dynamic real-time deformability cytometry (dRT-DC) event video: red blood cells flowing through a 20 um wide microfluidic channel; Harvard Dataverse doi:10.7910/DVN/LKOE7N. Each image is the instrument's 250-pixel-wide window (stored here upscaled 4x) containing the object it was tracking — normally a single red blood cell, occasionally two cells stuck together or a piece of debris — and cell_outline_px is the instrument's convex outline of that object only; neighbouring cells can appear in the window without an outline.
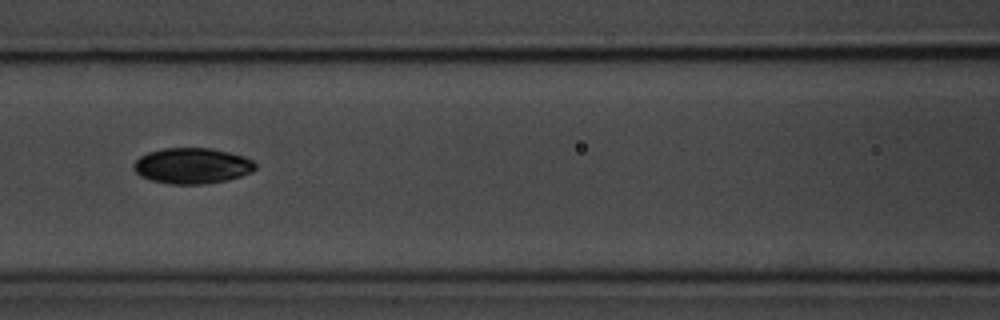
{"species": "common noctule bat (a hibernating species)", "species_latin": "Nyctalus noctula", "temperature_condition": "room temperature", "stored_images_in_passage": 6, "camera_frame_rate_fps": 3000, "um_per_image_px": 0.085, "animal": {"sex": "male", "body_mass_g": 20.1, "forearm_length_mm": 53.5}, "frame": {"image": 1, "passage_image": 4, "time_ms": 3.667, "image_size_px": [1000, 320], "cell_outline_px": [[256, 168], [252, 172], [228, 180], [204, 184], [168, 184], [152, 180], [140, 176], [132, 168], [132, 164], [140, 156], [148, 152], [164, 148], [212, 148], [244, 156], [252, 160], [256, 164]], "centroid_in_image_um": [16.32, 14.09], "position_along_channel_um": 150.3, "area_um2": 25.49}}
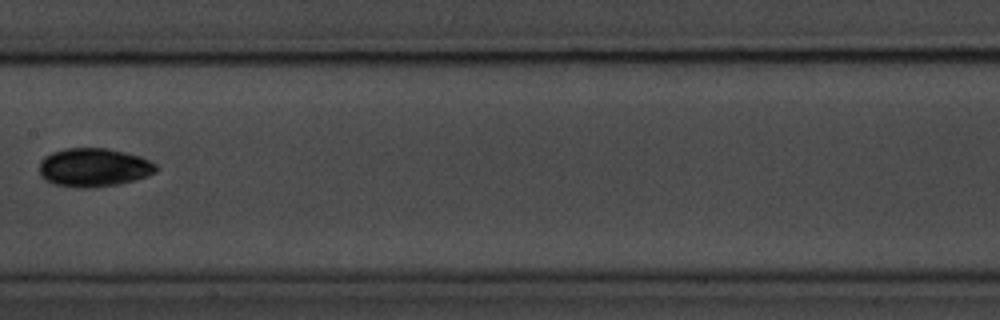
{"frame": {"image": 2, "passage_image": 5, "time_ms": 5.0, "image_size_px": [1000, 320], "cell_outline_px": [[160, 168], [156, 172], [148, 176], [116, 184], [88, 188], [76, 188], [56, 184], [40, 176], [40, 160], [44, 156], [52, 152], [64, 148], [108, 148], [140, 156], [156, 164]], "centroid_in_image_um": [7.98, 14.22], "position_along_channel_um": 199.4, "area_um2": 26.24}}
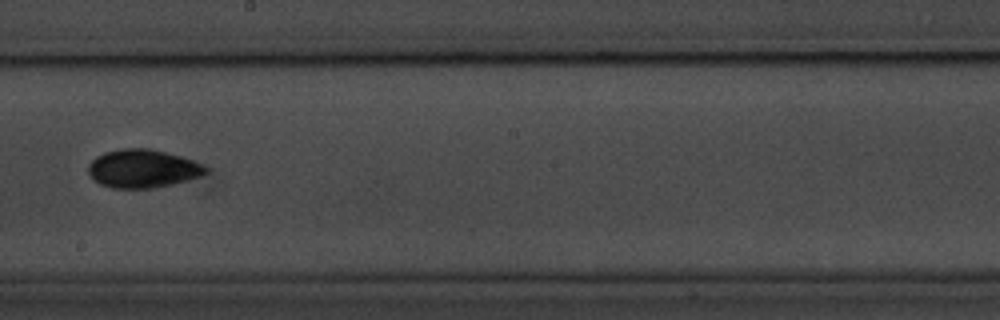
{"frame": {"image": 3, "passage_image": 6, "time_ms": 6.0, "image_size_px": [1000, 320], "cell_outline_px": [[208, 172], [200, 176], [188, 180], [172, 184], [152, 188], [112, 188], [100, 184], [88, 172], [88, 164], [96, 156], [104, 152], [120, 148], [148, 148], [184, 156], [204, 164], [208, 168]], "centroid_in_image_um": [12.16, 14.32], "position_along_channel_um": 236.0, "area_um2": 26.41}}